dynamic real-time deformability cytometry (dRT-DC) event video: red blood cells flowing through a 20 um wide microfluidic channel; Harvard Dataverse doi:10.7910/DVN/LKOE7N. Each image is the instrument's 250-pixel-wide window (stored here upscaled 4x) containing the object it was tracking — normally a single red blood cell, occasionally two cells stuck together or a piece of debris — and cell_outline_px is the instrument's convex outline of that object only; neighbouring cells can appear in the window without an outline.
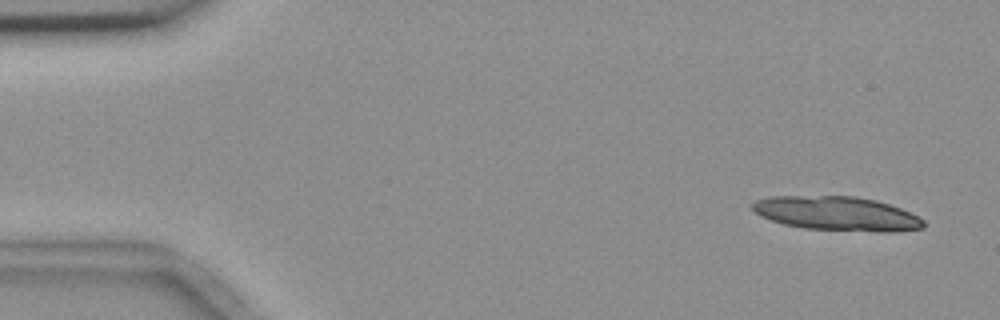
{"species": "common noctule bat (a hibernating species)", "species_latin": "Nyctalus noctula", "temperature_condition": "room temperature", "stored_images_in_passage": 6, "camera_frame_rate_fps": 3000, "um_per_image_px": 0.085, "animal": {"sex": "female", "body_mass_g": 18.4}, "frame": {"image": 1, "passage_image": 1, "time_ms": 0.0, "image_size_px": [1000, 320], "cell_outline_px": [[924, 228], [896, 232], [876, 232], [804, 228], [784, 224], [772, 220], [756, 212], [752, 208], [752, 204], [756, 200], [768, 196], [856, 196], [876, 200], [900, 208], [920, 216], [924, 220]], "centroid_in_image_um": [71.2, 18.15], "position_along_channel_um": 13.8, "area_um2": 34.1}}